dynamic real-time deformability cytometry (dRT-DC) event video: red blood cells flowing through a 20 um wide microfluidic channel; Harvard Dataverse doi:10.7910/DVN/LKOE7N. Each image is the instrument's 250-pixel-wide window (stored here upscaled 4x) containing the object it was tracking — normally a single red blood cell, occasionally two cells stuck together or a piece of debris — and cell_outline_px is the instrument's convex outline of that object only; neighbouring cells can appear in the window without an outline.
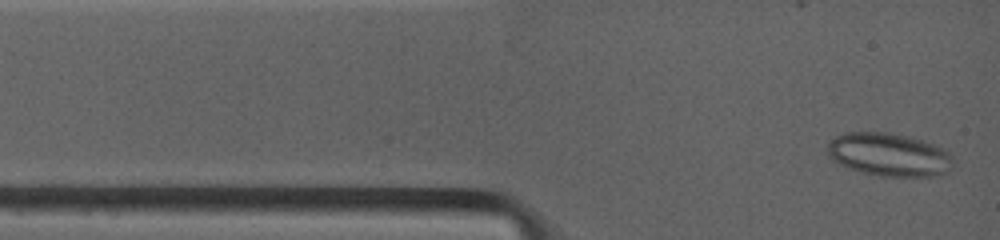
{"species": "common noctule bat (a hibernating species)", "species_latin": "Nyctalus noctula", "temperature_condition": "warm", "stored_images_in_passage": 3, "camera_frame_rate_fps": 4500, "um_per_image_px": 0.085, "animal": {"sex": "female", "body_mass_g": 19.0, "forearm_length_mm": 53.3}, "frame": {"image": 1, "passage_image": 1, "time_ms": 0.0, "image_size_px": [1000, 240], "cell_outline_px": [[952, 160], [948, 172], [932, 176], [880, 176], [860, 172], [848, 168], [832, 160], [824, 152], [828, 144], [836, 136], [844, 132], [888, 132], [908, 136], [924, 140], [936, 144], [944, 148], [952, 156]], "centroid_in_image_um": [75.53, 13.13], "position_along_channel_um": 9.5, "area_um2": 31.96}}